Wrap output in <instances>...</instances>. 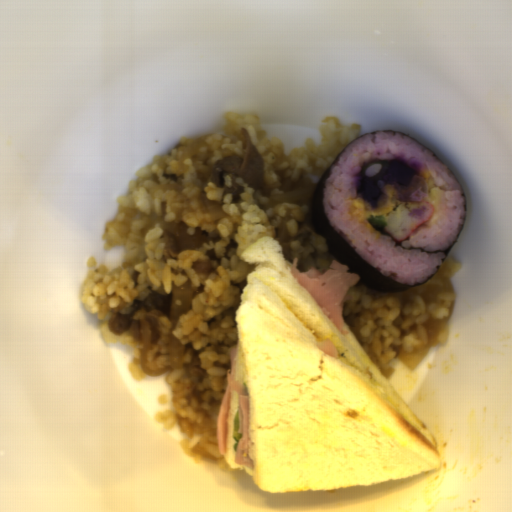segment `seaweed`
<instances>
[{"instance_id": "obj_1", "label": "seaweed", "mask_w": 512, "mask_h": 512, "mask_svg": "<svg viewBox=\"0 0 512 512\" xmlns=\"http://www.w3.org/2000/svg\"><path fill=\"white\" fill-rule=\"evenodd\" d=\"M385 131H392L394 133L404 135L409 137L410 139L414 140L418 144L422 145L426 149L432 152V155L438 158L440 161H442L447 168L450 170V172L453 174L450 167L439 157L437 156L431 149L426 147L424 144L419 142L418 140L414 139L413 137L407 135L404 132L392 130V129H381V130H375V131H369L359 137H356L352 141L367 135V134H376L381 133ZM351 141V142H352ZM349 142L343 150L335 157V159L331 162V164L327 167V169L323 172V174L320 176L316 187L314 189L313 195L311 197V203H310V218H311V225L313 228L314 233L322 236L326 240V244L328 247V254L332 255L336 258V260L343 265L348 266V270L346 272L349 273H355L359 275L360 282L363 283L366 287H368L371 290H374L376 292H380L387 295H396L399 293H403L405 291H408L410 289L422 286L426 284L432 276L435 274L433 273L424 284H413L411 286L399 284L395 281H392L385 277L382 273H380L378 270H376L373 266H371L368 262H366L363 258H361L340 236L339 234L332 228V226L329 224L323 210V204H322V198H323V189L326 186V179L330 177L329 170L332 166V164H336L340 155L342 152L348 147V145L351 143ZM455 177V175L453 174ZM456 178V177H455ZM457 180V178H456ZM458 181V180H457ZM459 182V181H458ZM460 184V183H459ZM461 185V184H460ZM462 187V186H461ZM463 189V188H462ZM464 191V189H463ZM463 196L466 200L465 202V219L463 223V227L458 235V238L456 242L452 245V247L445 251V258L442 263L446 261L449 253L453 250V248L457 245L463 231L466 225L467 220V213H468V205H467V198L465 191L463 193ZM441 265V266H442ZM441 266H438L437 269L439 270Z\"/></svg>"}]
</instances>
